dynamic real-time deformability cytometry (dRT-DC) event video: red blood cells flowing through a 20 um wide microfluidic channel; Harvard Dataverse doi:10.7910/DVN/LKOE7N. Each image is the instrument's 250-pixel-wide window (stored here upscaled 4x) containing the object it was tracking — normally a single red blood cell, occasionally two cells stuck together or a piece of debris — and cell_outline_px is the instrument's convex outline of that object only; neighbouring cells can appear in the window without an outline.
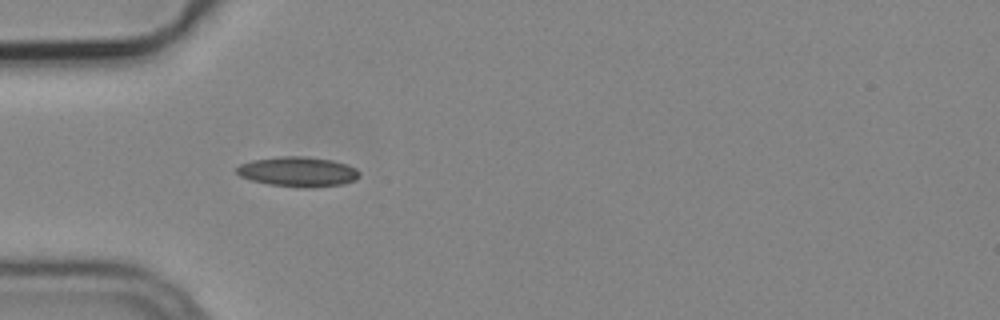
{"species": "common noctule bat (a hibernating species)", "species_latin": "Nyctalus noctula", "temperature_condition": "cold", "stored_images_in_passage": 7, "camera_frame_rate_fps": 3000, "um_per_image_px": 0.085, "animal": {"sex": "male", "body_mass_g": 19.2, "forearm_length_mm": 51.8}, "frame": {"image": 1, "passage_image": 1, "time_ms": 0.0, "image_size_px": [1000, 320], "cell_outline_px": [[360, 176], [352, 180], [340, 184], [308, 188], [304, 188], [268, 184], [252, 180], [240, 176], [236, 172], [236, 168], [240, 164], [252, 160], [280, 156], [304, 156], [332, 160], [356, 168], [360, 172]], "centroid_in_image_um": [25.3, 14.59], "position_along_channel_um": 59.7, "area_um2": 21.21}}
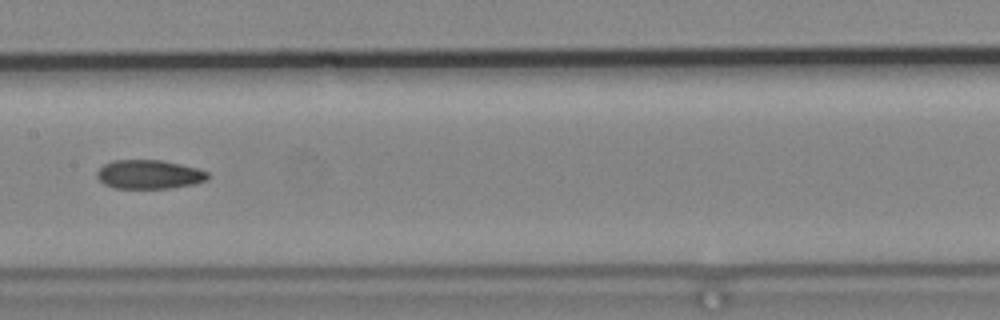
{"frame": {"image": 2, "passage_image": 4, "time_ms": 1.0, "image_size_px": [1000, 320], "cell_outline_px": [[208, 180], [192, 184], [168, 188], [112, 188], [104, 184], [96, 176], [96, 172], [104, 164], [112, 160], [160, 160], [180, 164], [196, 168], [208, 172]], "centroid_in_image_um": [12.64, 14.82], "position_along_channel_um": 194.8, "area_um2": 18.61}}
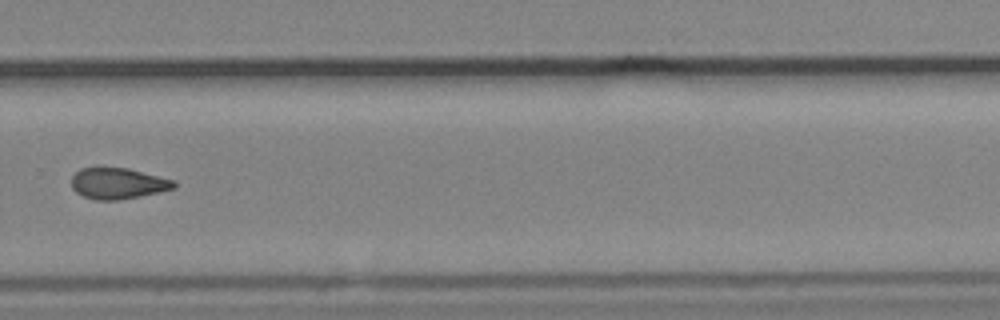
{"frame": {"image": 3, "passage_image": 7, "time_ms": 2.0, "image_size_px": [1000, 320], "cell_outline_px": [[176, 188], [160, 192], [116, 200], [96, 200], [84, 196], [76, 192], [72, 188], [72, 176], [80, 168], [128, 168], [176, 180]], "centroid_in_image_um": [10.05, 15.59], "position_along_channel_um": 319.7, "area_um2": 18.5}}